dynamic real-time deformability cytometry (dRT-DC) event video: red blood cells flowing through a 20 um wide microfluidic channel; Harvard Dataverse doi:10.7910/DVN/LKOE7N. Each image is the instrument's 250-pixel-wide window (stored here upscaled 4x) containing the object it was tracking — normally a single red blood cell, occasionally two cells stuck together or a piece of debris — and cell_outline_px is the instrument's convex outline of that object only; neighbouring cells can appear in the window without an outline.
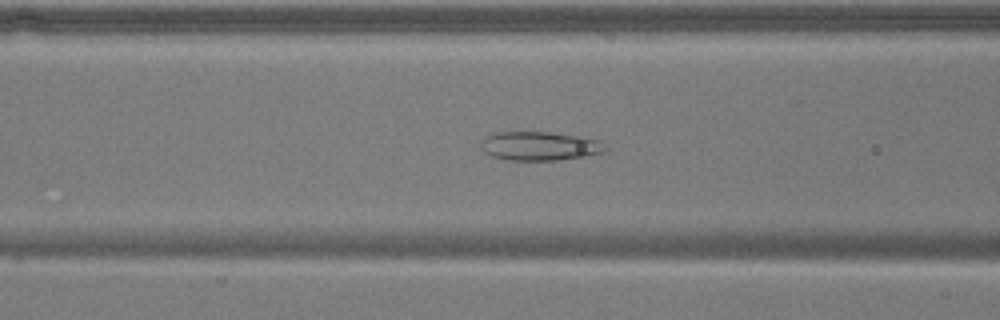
{"species": "common noctule bat (a hibernating species)", "species_latin": "Nyctalus noctula", "temperature_condition": "warm", "stored_images_in_passage": 54, "camera_frame_rate_fps": 3000, "um_per_image_px": 0.085, "animal": {"sex": "male", "body_mass_g": 17.9}, "frame": {"image": 1, "passage_image": 21, "time_ms": 6.667, "image_size_px": [1000, 320], "cell_outline_px": [[608, 148], [604, 152], [584, 156], [560, 160], [508, 160], [492, 156], [484, 152], [480, 148], [480, 140], [484, 136], [496, 132], [548, 132], [584, 136], [600, 140]], "centroid_in_image_um": [45.86, 12.4], "position_along_channel_um": 120.7, "area_um2": 21.27}}
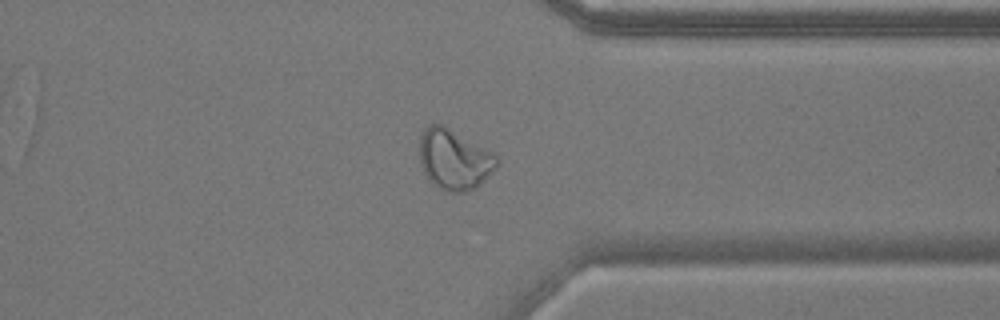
{"frame": {"image": 2, "passage_image": 42, "time_ms": 13.667, "image_size_px": [1000, 320], "cell_outline_px": [[500, 164], [476, 188], [464, 192], [448, 192], [432, 184], [428, 180], [420, 164], [420, 136], [424, 128], [428, 124], [444, 124], [500, 156]], "centroid_in_image_um": [38.63, 13.54], "position_along_channel_um": 372.8, "area_um2": 27.69}}
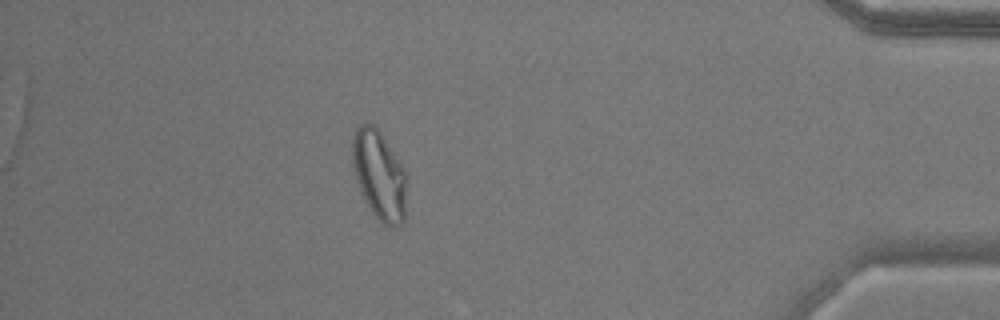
{"frame": {"image": 3, "passage_image": 48, "time_ms": 15.667, "image_size_px": [1000, 320], "cell_outline_px": [[408, 184], [404, 220], [396, 228], [388, 228], [372, 212], [356, 180], [352, 164], [352, 136], [356, 128], [360, 124], [372, 124], [380, 132], [400, 160], [404, 168]], "centroid_in_image_um": [32.27, 14.89], "position_along_channel_um": 402.9, "area_um2": 28.5}, "authors_computed_cell_mechanics": {"area_um2": 27.1082, "velocity_mm_per_s": 3.6609, "shape_relaxation_time_tau1_ms": null, "shape_relaxation_time_tau2_ms": 1.9775, "deformation_change_tau1": null, "deformation_change_tau2": 0.0973}}